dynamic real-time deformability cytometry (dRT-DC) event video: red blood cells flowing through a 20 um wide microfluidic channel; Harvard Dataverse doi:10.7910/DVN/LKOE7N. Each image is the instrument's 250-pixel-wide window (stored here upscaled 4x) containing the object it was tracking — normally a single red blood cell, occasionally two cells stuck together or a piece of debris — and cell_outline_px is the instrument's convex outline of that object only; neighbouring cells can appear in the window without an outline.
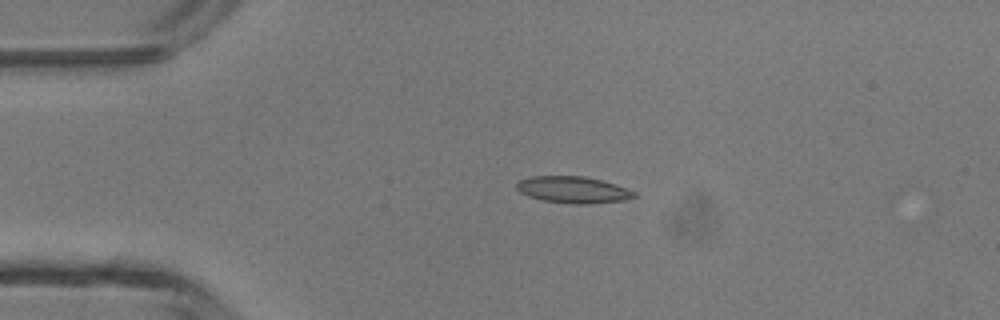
{"species": "common noctule bat (a hibernating species)", "species_latin": "Nyctalus noctula", "temperature_condition": "room temperature", "stored_images_in_passage": 14, "camera_frame_rate_fps": 3000, "um_per_image_px": 0.085, "animal": {"sex": "male", "body_mass_g": 13.3}, "frame": {"image": 1, "passage_image": 10, "time_ms": 3.0, "image_size_px": [1000, 320], "cell_outline_px": [[636, 196], [624, 200], [588, 204], [572, 204], [544, 200], [528, 196], [520, 192], [516, 188], [516, 184], [520, 180], [532, 176], [580, 176], [600, 180], [616, 184], [636, 192]], "centroid_in_image_um": [48.71, 16.13], "position_along_channel_um": 36.3, "area_um2": 18.09}}